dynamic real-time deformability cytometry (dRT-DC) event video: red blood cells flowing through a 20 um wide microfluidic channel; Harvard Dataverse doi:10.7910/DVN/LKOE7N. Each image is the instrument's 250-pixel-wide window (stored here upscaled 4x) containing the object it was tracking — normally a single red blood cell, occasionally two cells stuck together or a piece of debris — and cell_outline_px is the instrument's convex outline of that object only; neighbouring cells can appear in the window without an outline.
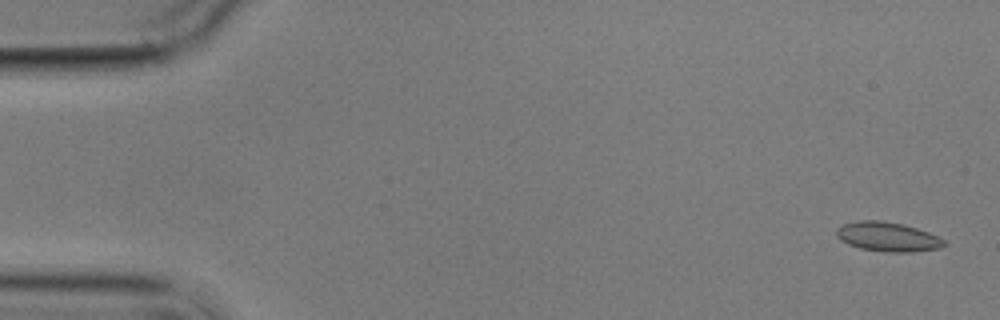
{"species": "common noctule bat (a hibernating species)", "species_latin": "Nyctalus noctula", "temperature_condition": "cold", "stored_images_in_passage": 6, "camera_frame_rate_fps": 3000, "um_per_image_px": 0.085, "animal": {"sex": "male", "body_mass_g": 17.9}, "frame": {"image": 1, "passage_image": 1, "time_ms": 0.0, "image_size_px": [1000, 320], "cell_outline_px": [[948, 244], [940, 248], [912, 252], [884, 252], [860, 248], [848, 244], [840, 240], [836, 236], [836, 228], [844, 224], [860, 220], [880, 220], [904, 224], [928, 232], [944, 240]], "centroid_in_image_um": [75.44, 20.13], "position_along_channel_um": 9.6, "area_um2": 18.5}}